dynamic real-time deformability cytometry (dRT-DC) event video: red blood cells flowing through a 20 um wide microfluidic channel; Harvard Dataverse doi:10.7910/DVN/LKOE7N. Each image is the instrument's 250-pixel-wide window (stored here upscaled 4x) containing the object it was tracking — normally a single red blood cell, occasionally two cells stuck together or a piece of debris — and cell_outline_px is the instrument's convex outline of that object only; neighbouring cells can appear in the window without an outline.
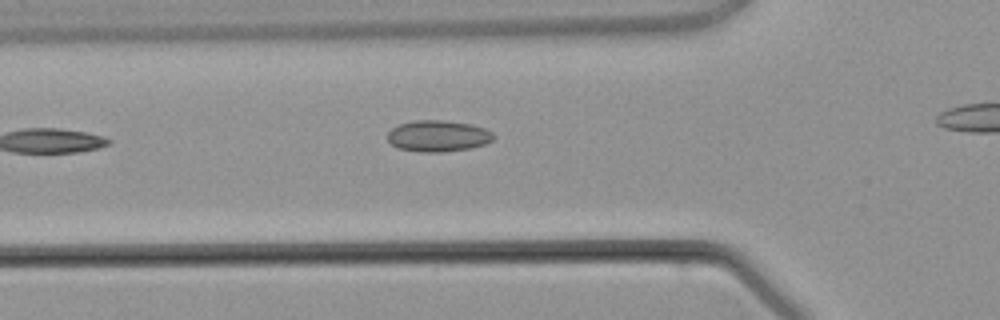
{"species": "common noctule bat (a hibernating species)", "species_latin": "Nyctalus noctula", "temperature_condition": "warm", "stored_images_in_passage": 3, "camera_frame_rate_fps": 3000, "um_per_image_px": 0.085, "animal": {"sex": "male", "body_mass_g": 21.5, "forearm_length_mm": 52.0}, "frame": {"image": 1, "passage_image": 3, "time_ms": 2.333, "image_size_px": [1000, 320], "cell_outline_px": [[496, 136], [492, 140], [484, 144], [472, 148], [440, 152], [420, 152], [396, 148], [388, 140], [388, 132], [392, 128], [400, 124], [416, 120], [444, 120], [472, 124], [484, 128], [492, 132]], "centroid_in_image_um": [37.24, 11.56], "position_along_channel_um": 88.6, "area_um2": 19.42}}